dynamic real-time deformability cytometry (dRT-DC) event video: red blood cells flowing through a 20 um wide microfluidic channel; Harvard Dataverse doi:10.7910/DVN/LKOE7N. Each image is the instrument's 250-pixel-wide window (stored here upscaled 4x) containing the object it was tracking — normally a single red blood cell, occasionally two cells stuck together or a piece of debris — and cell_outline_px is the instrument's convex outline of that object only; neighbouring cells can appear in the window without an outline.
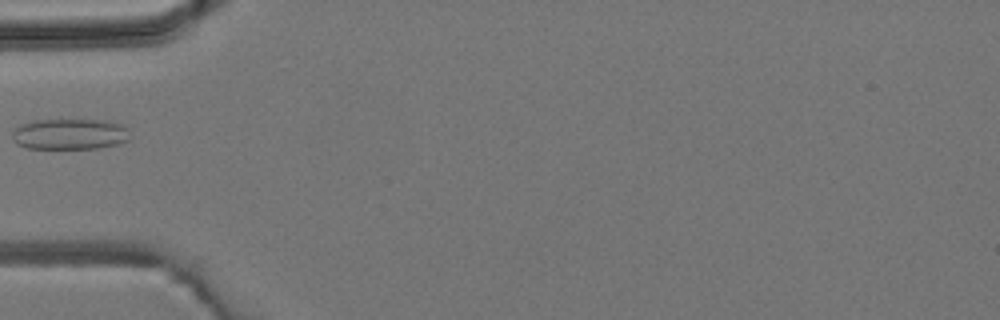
{"species": "common noctule bat (a hibernating species)", "species_latin": "Nyctalus noctula", "temperature_condition": "room temperature", "stored_images_in_passage": 4, "camera_frame_rate_fps": 3000, "um_per_image_px": 0.085, "animal": {"sex": "male", "body_mass_g": 19.2, "forearm_length_mm": 51.8}, "frame": {"image": 1, "passage_image": 4, "time_ms": 3.333, "image_size_px": [1000, 320], "cell_outline_px": [[128, 140], [120, 144], [100, 148], [28, 148], [16, 144], [12, 140], [12, 132], [20, 124], [32, 120], [104, 120], [120, 124], [128, 128]], "centroid_in_image_um": [5.91, 11.4], "position_along_channel_um": 79.1, "area_um2": 21.27}}